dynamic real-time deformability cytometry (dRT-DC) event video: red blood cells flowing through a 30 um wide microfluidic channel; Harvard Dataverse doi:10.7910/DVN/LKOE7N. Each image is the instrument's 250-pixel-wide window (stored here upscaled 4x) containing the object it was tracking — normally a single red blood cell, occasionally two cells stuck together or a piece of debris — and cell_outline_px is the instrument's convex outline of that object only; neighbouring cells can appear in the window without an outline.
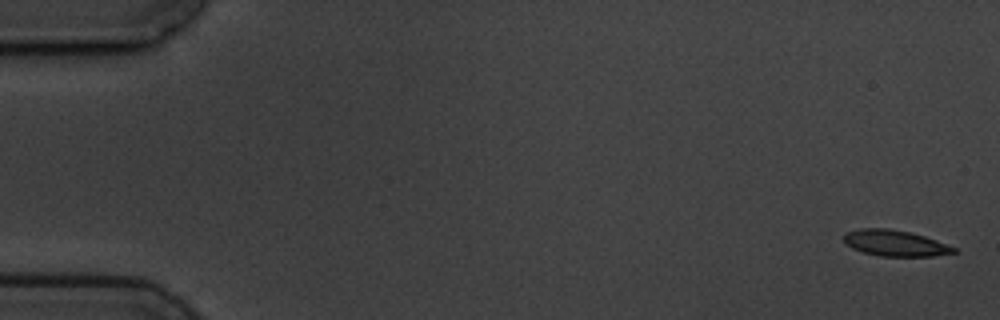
{"species": "common noctule bat (a hibernating species)", "species_latin": "Nyctalus noctula", "temperature_condition": "cold", "stored_images_in_passage": 6, "segment_of_instrument_passage": [1, 2], "camera_frame_rate_fps": 3000, "um_per_image_px": 0.085, "animal": {"sex": "male", "body_mass_g": 19.5, "forearm_length_mm": 54.6}, "frame": {"image": 1, "passage_image": 1, "time_ms": 0.0, "image_size_px": [1000, 320], "cell_outline_px": [[960, 252], [932, 256], [880, 256], [864, 252], [852, 248], [844, 244], [844, 232], [860, 228], [888, 228], [912, 232], [936, 240], [956, 248]], "centroid_in_image_um": [76.07, 20.66], "position_along_channel_um": 8.9, "area_um2": 16.82}}